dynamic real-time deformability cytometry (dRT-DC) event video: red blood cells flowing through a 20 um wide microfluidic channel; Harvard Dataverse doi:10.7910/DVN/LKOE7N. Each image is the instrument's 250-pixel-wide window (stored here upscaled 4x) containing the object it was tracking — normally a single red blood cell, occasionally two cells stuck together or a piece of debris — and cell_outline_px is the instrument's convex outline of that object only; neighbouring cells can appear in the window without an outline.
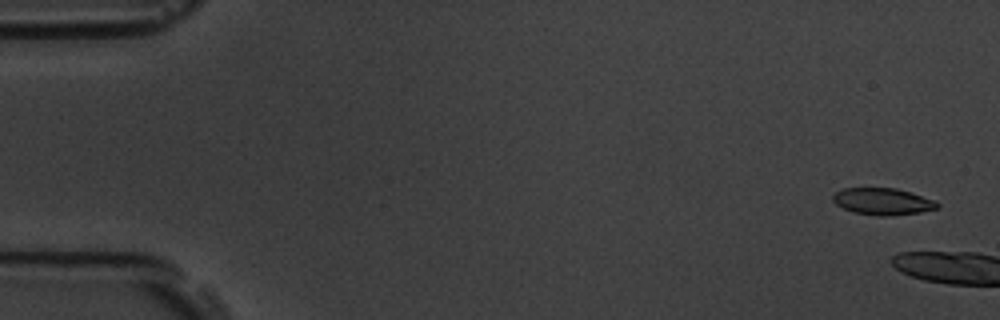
{"species": "common noctule bat (a hibernating species)", "species_latin": "Nyctalus noctula", "temperature_condition": "room temperature", "stored_images_in_passage": 7, "camera_frame_rate_fps": 3000, "um_per_image_px": 0.085, "animal": {"sex": "male", "body_mass_g": 19.5, "forearm_length_mm": 54.6}, "frame": {"image": 1, "passage_image": 1, "time_ms": 0.0, "image_size_px": [1000, 320], "cell_outline_px": [[940, 208], [920, 212], [892, 216], [880, 216], [852, 212], [836, 204], [832, 200], [832, 196], [836, 192], [844, 188], [896, 188], [936, 200], [940, 204]], "centroid_in_image_um": [75.06, 17.13], "position_along_channel_um": 9.9, "area_um2": 16.42}}